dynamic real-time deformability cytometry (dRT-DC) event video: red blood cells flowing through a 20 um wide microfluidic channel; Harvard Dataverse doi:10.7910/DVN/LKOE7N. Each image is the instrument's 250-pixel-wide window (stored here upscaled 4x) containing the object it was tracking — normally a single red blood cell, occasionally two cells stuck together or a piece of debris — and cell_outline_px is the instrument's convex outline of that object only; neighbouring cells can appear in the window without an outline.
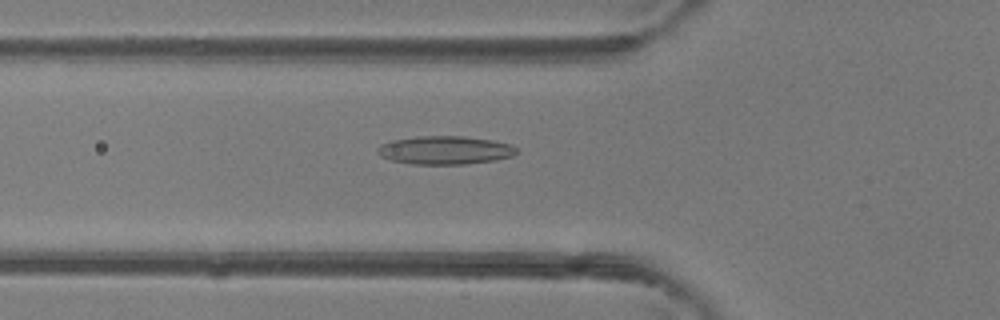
{"species": "common noctule bat (a hibernating species)", "species_latin": "Nyctalus noctula", "temperature_condition": "room temperature", "stored_images_in_passage": 47, "camera_frame_rate_fps": 3000, "um_per_image_px": 0.085, "animal": {"sex": "female"}, "frame": {"image": 1, "passage_image": 17, "time_ms": 5.333, "image_size_px": [1000, 320], "cell_outline_px": [[520, 152], [512, 156], [496, 160], [464, 164], [412, 164], [392, 160], [380, 156], [376, 152], [376, 148], [380, 144], [392, 140], [416, 136], [464, 136], [492, 140], [512, 144]], "centroid_in_image_um": [37.83, 12.76], "position_along_channel_um": 88.0, "area_um2": 23.18}}
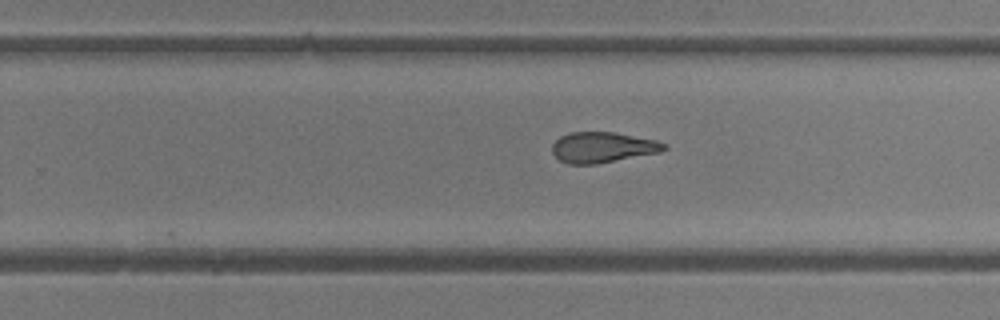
{"frame": {"image": 2, "passage_image": 30, "time_ms": 9.667, "image_size_px": [1000, 320], "cell_outline_px": [[668, 148], [660, 152], [596, 164], [568, 164], [560, 160], [552, 152], [552, 144], [560, 136], [568, 132], [616, 132], [656, 140], [664, 144]], "centroid_in_image_um": [51.2, 12.52], "position_along_channel_um": 278.6, "area_um2": 19.94}}
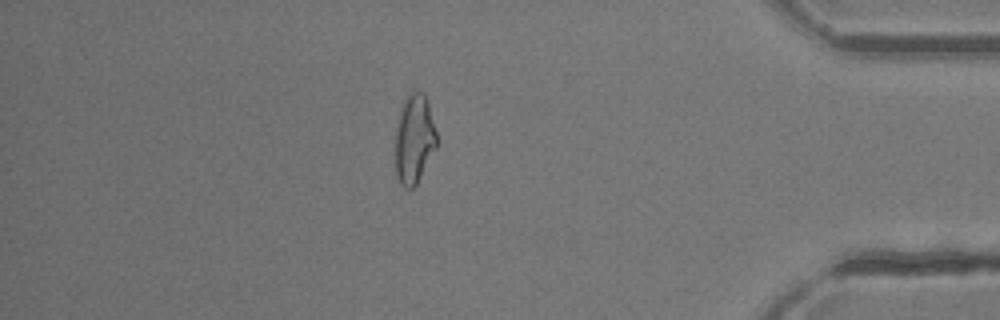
{"frame": {"image": 3, "passage_image": 41, "time_ms": 13.333, "image_size_px": [1000, 320], "cell_outline_px": [[436, 148], [416, 184], [412, 188], [404, 188], [400, 184], [396, 176], [396, 132], [400, 112], [404, 100], [412, 92], [424, 92], [428, 100], [436, 132]], "centroid_in_image_um": [35.21, 11.83], "position_along_channel_um": 400.0, "area_um2": 21.21}, "authors_computed_cell_mechanics": {"area_um2": 21.964, "velocity_mm_per_s": 4.3921, "shape_relaxation_time_tau1_ms": 7.851, "shape_relaxation_time_tau2_ms": 2.4763, "deformation_change_tau1": 0.2074, "deformation_change_tau2": 0.1237}}